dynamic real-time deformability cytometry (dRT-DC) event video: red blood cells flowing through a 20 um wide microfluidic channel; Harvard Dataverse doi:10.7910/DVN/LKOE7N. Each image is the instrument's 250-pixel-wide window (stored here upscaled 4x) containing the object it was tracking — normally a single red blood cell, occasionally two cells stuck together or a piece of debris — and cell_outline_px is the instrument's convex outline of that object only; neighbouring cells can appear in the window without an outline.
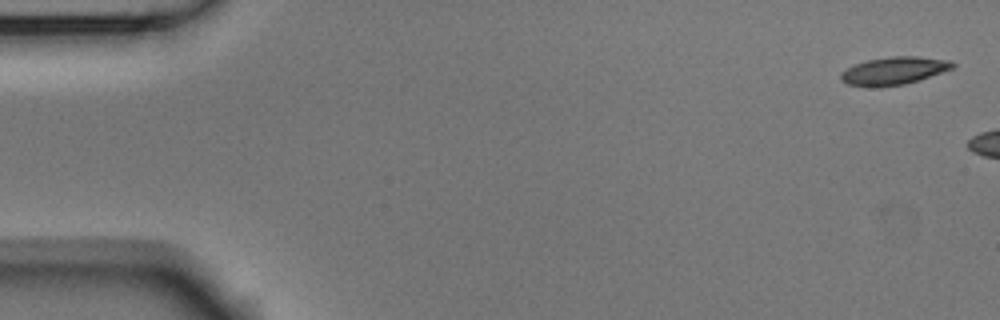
{"species": "Egyptian fruit bat (a non-hibernating species)", "species_latin": "Rousettus aegyptiacus", "temperature_condition": "room temperature", "stored_images_in_passage": 3, "camera_frame_rate_fps": 3000, "um_per_image_px": 0.085, "animal": {"sex": "male"}, "frame": {"image": 1, "passage_image": 1, "time_ms": 0.0, "image_size_px": [1000, 320], "cell_outline_px": [[956, 68], [920, 80], [904, 84], [880, 88], [848, 84], [840, 80], [840, 72], [856, 64], [868, 60], [892, 56], [916, 56], [952, 60], [956, 64]], "centroid_in_image_um": [76.04, 6.02], "position_along_channel_um": 9.0, "area_um2": 18.38}}